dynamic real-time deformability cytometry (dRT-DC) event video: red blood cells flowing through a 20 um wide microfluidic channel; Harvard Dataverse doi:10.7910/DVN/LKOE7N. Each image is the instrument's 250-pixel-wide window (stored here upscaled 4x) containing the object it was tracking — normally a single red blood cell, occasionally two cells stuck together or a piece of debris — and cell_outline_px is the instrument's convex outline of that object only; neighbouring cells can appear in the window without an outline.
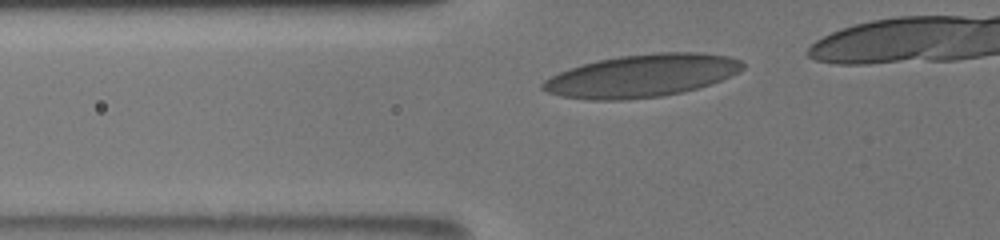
{"species": "human", "species_latin": "Homo sapiens", "temperature_condition": "room temperature", "stored_images_in_passage": 30, "camera_frame_rate_fps": 3000, "um_per_image_px": 0.085, "donor": {"sex": "male"}, "frame": {"image": 1, "passage_image": 2, "time_ms": 0.333, "image_size_px": [1000, 240], "cell_outline_px": [[744, 68], [740, 72], [720, 80], [696, 88], [664, 96], [624, 100], [592, 100], [560, 96], [548, 92], [540, 88], [540, 84], [544, 80], [560, 72], [584, 64], [600, 60], [620, 56], [660, 52], [696, 52], [728, 56], [740, 60], [744, 64]], "centroid_in_image_um": [54.55, 6.44], "position_along_channel_um": 71.2, "area_um2": 49.36}}
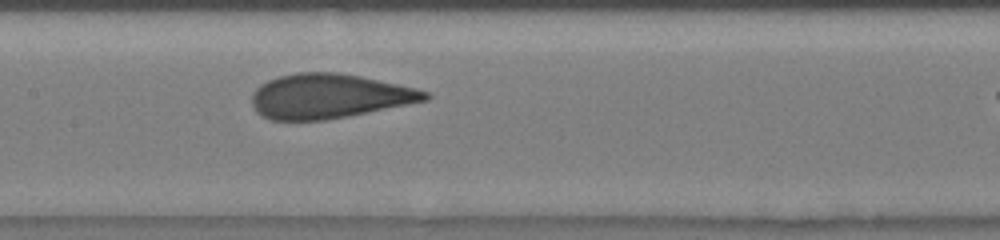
{"frame": {"image": 2, "passage_image": 11, "time_ms": 3.333, "image_size_px": [1000, 240], "cell_outline_px": [[432, 96], [428, 100], [324, 120], [272, 120], [256, 112], [252, 104], [252, 92], [260, 84], [268, 80], [280, 76], [296, 72], [336, 72], [360, 76], [416, 88], [428, 92]], "centroid_in_image_um": [27.94, 8.16], "position_along_channel_um": 179.5, "area_um2": 44.62}}
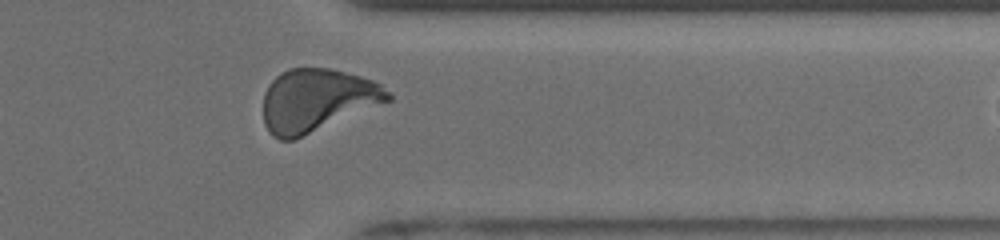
{"frame": {"image": 3, "passage_image": 27, "time_ms": 8.667, "image_size_px": [1000, 240], "cell_outline_px": [[392, 100], [296, 140], [280, 140], [272, 136], [268, 132], [264, 124], [264, 92], [268, 84], [280, 72], [288, 68], [328, 68], [360, 76], [372, 80], [380, 84], [392, 96]], "centroid_in_image_um": [26.92, 8.54], "position_along_channel_um": 384.5, "area_um2": 46.01}}